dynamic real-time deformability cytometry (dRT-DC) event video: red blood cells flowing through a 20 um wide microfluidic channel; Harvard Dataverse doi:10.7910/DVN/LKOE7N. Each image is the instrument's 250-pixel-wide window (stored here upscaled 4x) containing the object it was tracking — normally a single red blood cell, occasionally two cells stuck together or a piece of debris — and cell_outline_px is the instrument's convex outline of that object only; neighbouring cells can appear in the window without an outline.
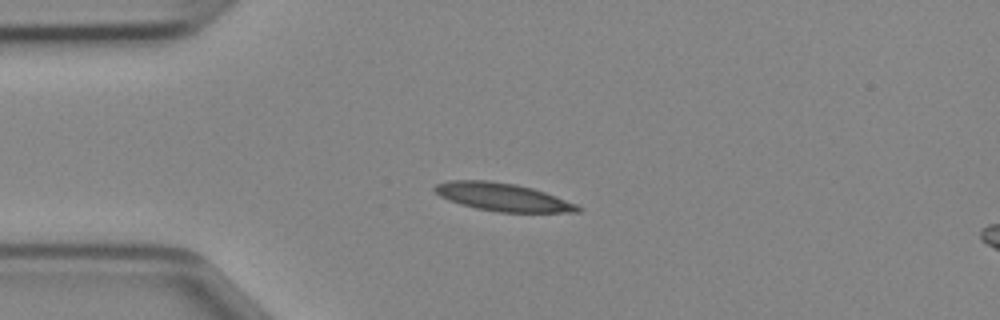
{"species": "Egyptian fruit bat (a non-hibernating species)", "species_latin": "Rousettus aegyptiacus", "temperature_condition": "cold", "stored_images_in_passage": 37, "camera_frame_rate_fps": 3000, "um_per_image_px": 0.085, "animal": {"sex": "female"}, "frame": {"image": 1, "passage_image": 1, "time_ms": 0.0, "image_size_px": [1000, 320], "cell_outline_px": [[584, 208], [580, 212], [500, 212], [476, 208], [460, 204], [448, 200], [440, 196], [432, 188], [436, 184], [448, 180], [488, 180], [516, 184], [532, 188], [556, 196], [576, 204]], "centroid_in_image_um": [42.72, 16.74], "position_along_channel_um": 42.3, "area_um2": 23.29}}
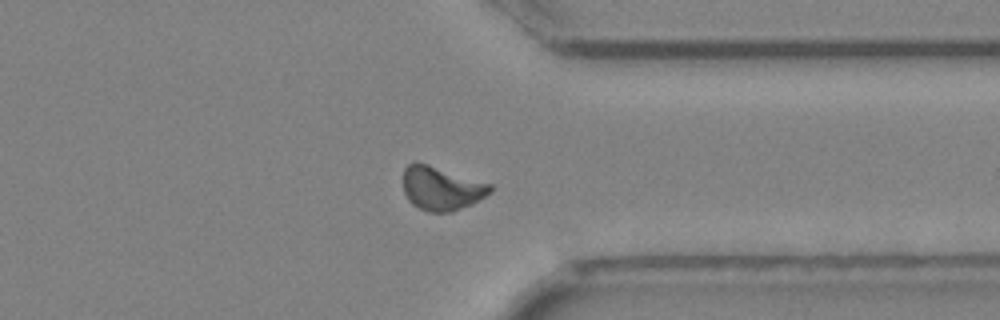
{"frame": {"image": 2, "passage_image": 26, "time_ms": 8.333, "image_size_px": [1000, 320], "cell_outline_px": [[492, 192], [472, 204], [452, 212], [428, 212], [412, 204], [408, 200], [404, 192], [404, 168], [408, 164], [416, 160], [492, 184]], "centroid_in_image_um": [37.52, 16.0], "position_along_channel_um": 373.9, "area_um2": 22.37}}
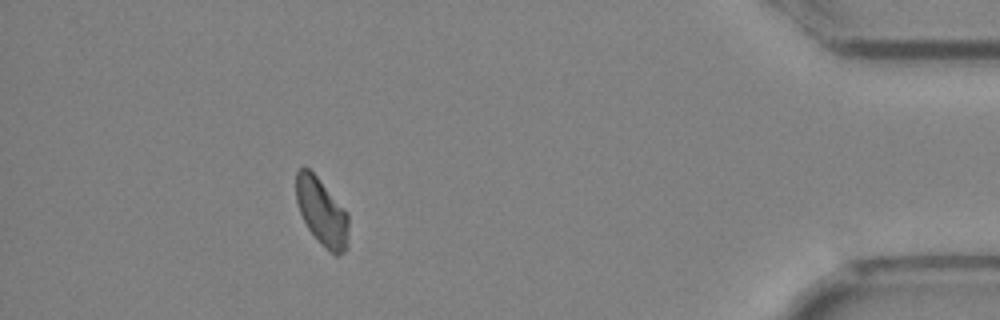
{"frame": {"image": 3, "passage_image": 32, "time_ms": 10.333, "image_size_px": [1000, 320], "cell_outline_px": [[348, 248], [340, 256], [336, 256], [328, 252], [308, 228], [300, 212], [296, 200], [296, 172], [304, 164], [316, 176], [348, 212]], "centroid_in_image_um": [27.37, 18.04], "position_along_channel_um": 407.8, "area_um2": 20.69}}